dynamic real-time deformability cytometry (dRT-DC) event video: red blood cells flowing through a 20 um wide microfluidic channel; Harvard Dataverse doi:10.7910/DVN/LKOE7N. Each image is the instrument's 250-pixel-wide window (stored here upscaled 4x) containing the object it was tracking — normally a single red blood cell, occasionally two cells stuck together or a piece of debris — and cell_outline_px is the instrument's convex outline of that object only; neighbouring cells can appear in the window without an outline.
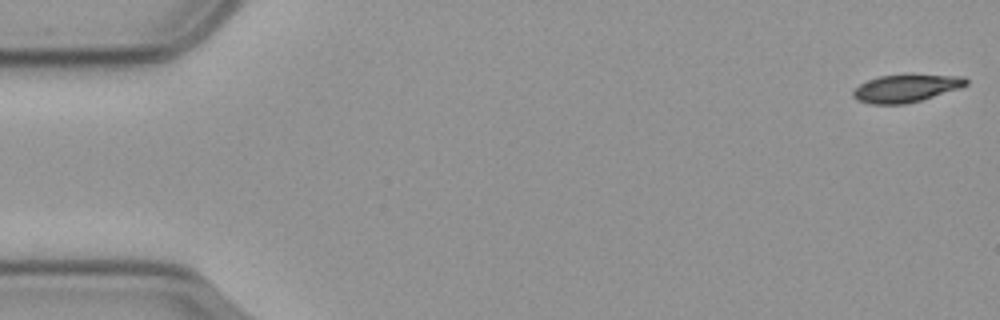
{"species": "common noctule bat (a hibernating species)", "species_latin": "Nyctalus noctula", "temperature_condition": "cold", "stored_images_in_passage": 8, "camera_frame_rate_fps": 3000, "um_per_image_px": 0.085, "animal": {"sex": "male", "body_mass_g": 23.1, "forearm_length_mm": 52.7}, "frame": {"image": 1, "passage_image": 1, "time_ms": 0.0, "image_size_px": [1000, 320], "cell_outline_px": [[968, 84], [960, 88], [920, 100], [904, 104], [868, 104], [856, 100], [852, 96], [852, 92], [860, 84], [868, 80], [880, 76], [908, 72], [964, 76], [968, 80]], "centroid_in_image_um": [77.03, 7.46], "position_along_channel_um": 8.0, "area_um2": 18.9}}